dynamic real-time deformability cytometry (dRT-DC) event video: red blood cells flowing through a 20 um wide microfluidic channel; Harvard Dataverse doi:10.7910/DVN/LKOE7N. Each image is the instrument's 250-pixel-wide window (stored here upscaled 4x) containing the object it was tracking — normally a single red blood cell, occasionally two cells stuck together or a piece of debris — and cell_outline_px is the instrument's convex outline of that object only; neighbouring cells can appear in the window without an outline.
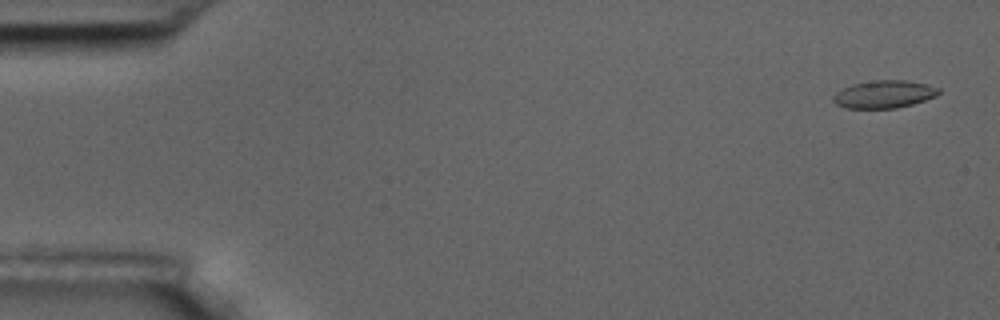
{"species": "common noctule bat (a hibernating species)", "species_latin": "Nyctalus noctula", "temperature_condition": "room temperature", "stored_images_in_passage": 11, "camera_frame_rate_fps": 3000, "um_per_image_px": 0.085, "animal": {"sex": "male", "body_mass_g": 17.5, "forearm_length_mm": 52.3}, "frame": {"image": 1, "passage_image": 1, "time_ms": 0.0, "image_size_px": [1000, 320], "cell_outline_px": [[940, 92], [936, 96], [912, 104], [896, 108], [844, 108], [836, 104], [832, 100], [832, 96], [836, 92], [852, 84], [876, 80], [904, 80], [928, 84], [940, 88]], "centroid_in_image_um": [75.14, 8.01], "position_along_channel_um": 9.9, "area_um2": 16.99}}
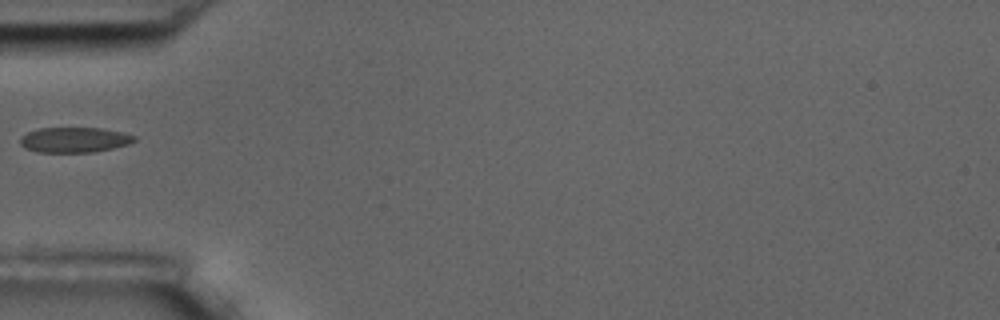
{"frame": {"image": 2, "passage_image": 5, "time_ms": 5.667, "image_size_px": [1000, 320], "cell_outline_px": [[136, 140], [128, 144], [112, 148], [92, 152], [36, 152], [24, 148], [20, 144], [20, 136], [36, 128], [100, 128], [124, 132], [136, 136]], "centroid_in_image_um": [6.29, 11.88], "position_along_channel_um": 78.7, "area_um2": 16.88}}
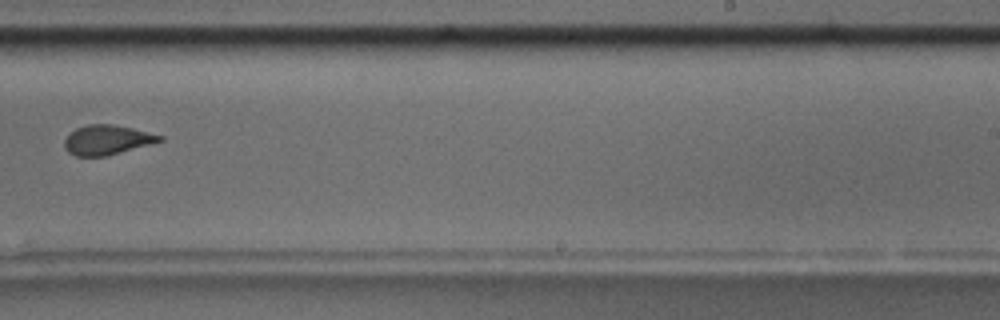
{"frame": {"image": 3, "passage_image": 10, "time_ms": 11.333, "image_size_px": [1000, 320], "cell_outline_px": [[164, 140], [104, 156], [76, 156], [68, 152], [64, 148], [64, 140], [76, 128], [88, 124], [112, 124], [132, 128], [164, 136]], "centroid_in_image_um": [9.08, 11.88], "position_along_channel_um": 279.9, "area_um2": 16.18}}